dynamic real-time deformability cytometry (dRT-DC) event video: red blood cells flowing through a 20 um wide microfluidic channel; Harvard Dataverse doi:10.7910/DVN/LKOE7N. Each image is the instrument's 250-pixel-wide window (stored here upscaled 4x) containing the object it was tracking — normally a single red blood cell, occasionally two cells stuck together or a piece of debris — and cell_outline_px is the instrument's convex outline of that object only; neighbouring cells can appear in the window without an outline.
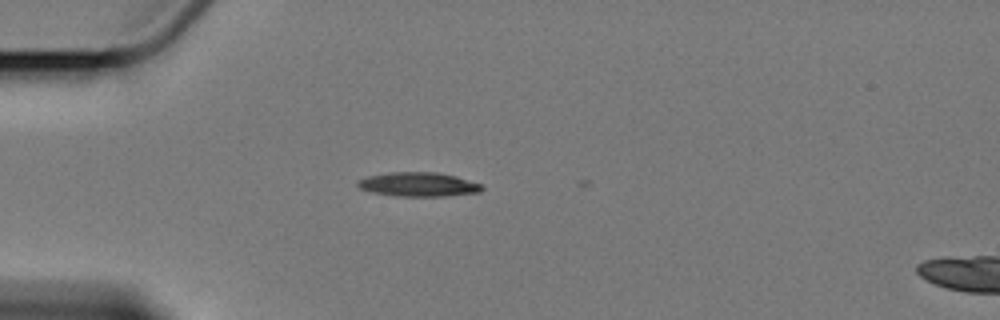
{"species": "Egyptian fruit bat (a non-hibernating species)", "species_latin": "Rousettus aegyptiacus", "temperature_condition": "cold", "stored_images_in_passage": 4, "camera_frame_rate_fps": 3000, "um_per_image_px": 0.085, "animal": {"sex": "female"}, "frame": {"image": 1, "passage_image": 4, "time_ms": 3.667, "image_size_px": [1000, 320], "cell_outline_px": [[484, 188], [480, 192], [444, 196], [396, 196], [372, 192], [360, 188], [356, 184], [360, 180], [368, 176], [388, 172], [436, 172], [456, 176], [480, 184]], "centroid_in_image_um": [35.56, 15.67], "position_along_channel_um": 49.4, "area_um2": 17.34}}